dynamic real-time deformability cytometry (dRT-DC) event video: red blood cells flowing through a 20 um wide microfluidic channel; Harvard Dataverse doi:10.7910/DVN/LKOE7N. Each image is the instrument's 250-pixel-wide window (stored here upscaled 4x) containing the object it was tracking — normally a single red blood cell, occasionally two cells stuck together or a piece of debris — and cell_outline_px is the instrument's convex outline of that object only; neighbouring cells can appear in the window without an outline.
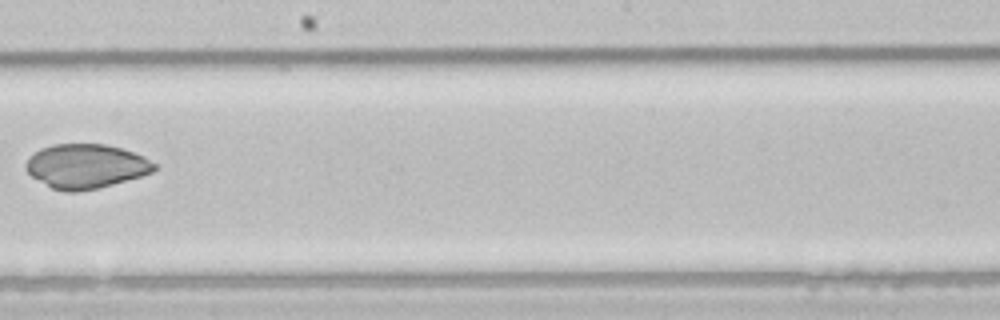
{"species": "common noctule bat (a hibernating species)", "species_latin": "Nyctalus noctula", "temperature_condition": "room temperature", "stored_images_in_passage": 5, "camera_frame_rate_fps": 3000, "um_per_image_px": 0.085, "animal": {"sex": "male", "body_mass_g": 21.5, "forearm_length_mm": 52.0}, "frame": {"image": 1, "passage_image": 5, "time_ms": 1.333, "image_size_px": [1000, 320], "cell_outline_px": [[156, 168], [152, 172], [140, 176], [100, 188], [76, 192], [64, 192], [52, 188], [32, 176], [24, 168], [24, 164], [40, 148], [52, 144], [104, 144], [120, 148], [144, 156], [156, 164]], "centroid_in_image_um": [7.3, 14.13], "position_along_channel_um": 240.9, "area_um2": 33.0}}